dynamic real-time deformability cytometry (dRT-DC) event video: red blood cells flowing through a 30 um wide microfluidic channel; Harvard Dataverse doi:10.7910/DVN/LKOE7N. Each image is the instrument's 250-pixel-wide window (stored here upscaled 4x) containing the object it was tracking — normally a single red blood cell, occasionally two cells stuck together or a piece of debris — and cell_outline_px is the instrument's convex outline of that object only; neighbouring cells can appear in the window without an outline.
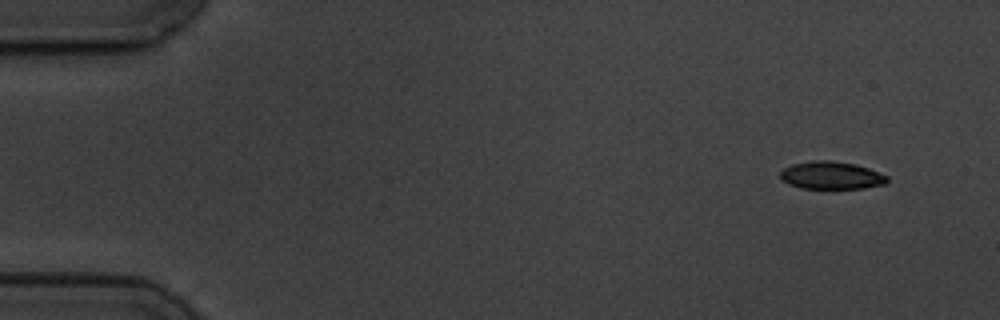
{"species": "common noctule bat (a hibernating species)", "species_latin": "Nyctalus noctula", "temperature_condition": "cold", "stored_images_in_passage": 6, "segment_of_instrument_passage": [2, 2], "camera_frame_rate_fps": 3000, "um_per_image_px": 0.085, "animal": {"sex": "male", "body_mass_g": 19.5, "forearm_length_mm": 54.6}, "frame": {"image": 1, "passage_image": 6, "time_ms": 7.0, "image_size_px": [1000, 320], "cell_outline_px": [[888, 180], [884, 184], [864, 188], [800, 188], [788, 184], [780, 180], [780, 172], [784, 168], [792, 164], [816, 160], [832, 160], [856, 164], [868, 168], [888, 176]], "centroid_in_image_um": [70.64, 14.9], "position_along_channel_um": 14.4, "area_um2": 17.28}}